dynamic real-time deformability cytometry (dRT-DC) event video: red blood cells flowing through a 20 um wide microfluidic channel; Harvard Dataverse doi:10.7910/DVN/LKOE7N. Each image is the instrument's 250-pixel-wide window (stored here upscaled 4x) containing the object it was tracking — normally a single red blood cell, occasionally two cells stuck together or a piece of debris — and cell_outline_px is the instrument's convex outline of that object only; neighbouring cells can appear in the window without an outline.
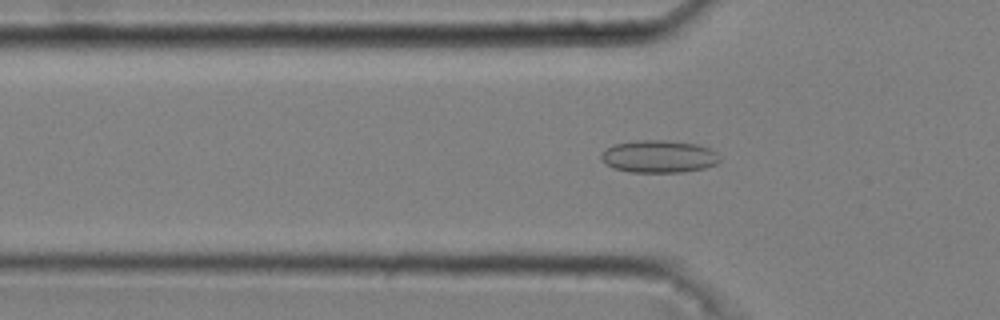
{"species": "common noctule bat (a hibernating species)", "species_latin": "Nyctalus noctula", "temperature_condition": "cold", "stored_images_in_passage": 52, "camera_frame_rate_fps": 3000, "um_per_image_px": 0.085, "animal": {"sex": "male", "body_mass_g": 20.4}, "frame": {"image": 1, "passage_image": 17, "time_ms": 5.333, "image_size_px": [1000, 320], "cell_outline_px": [[720, 160], [716, 164], [704, 168], [684, 172], [628, 172], [612, 168], [604, 164], [600, 160], [600, 156], [608, 148], [616, 144], [636, 140], [668, 140], [696, 144], [708, 148], [716, 152], [720, 156]], "centroid_in_image_um": [55.99, 13.31], "position_along_channel_um": 69.8, "area_um2": 22.54}}
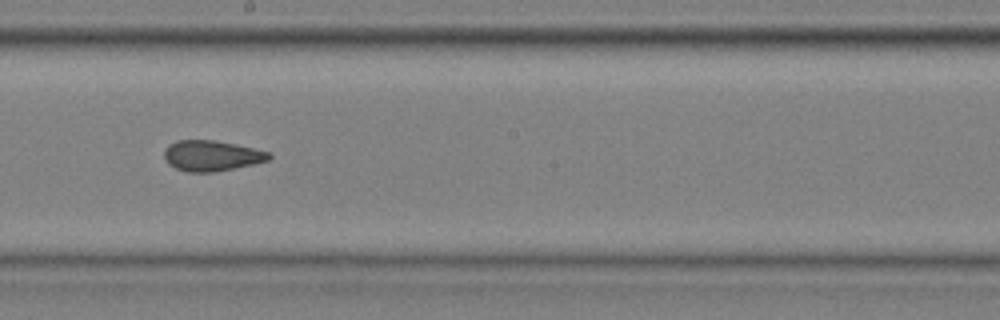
{"frame": {"image": 2, "passage_image": 30, "time_ms": 9.667, "image_size_px": [1000, 320], "cell_outline_px": [[272, 156], [268, 160], [252, 164], [212, 172], [188, 172], [176, 168], [168, 164], [164, 160], [164, 152], [168, 144], [176, 140], [216, 140], [236, 144], [272, 152]], "centroid_in_image_um": [17.97, 13.22], "position_along_channel_um": 230.2, "area_um2": 18.73}}
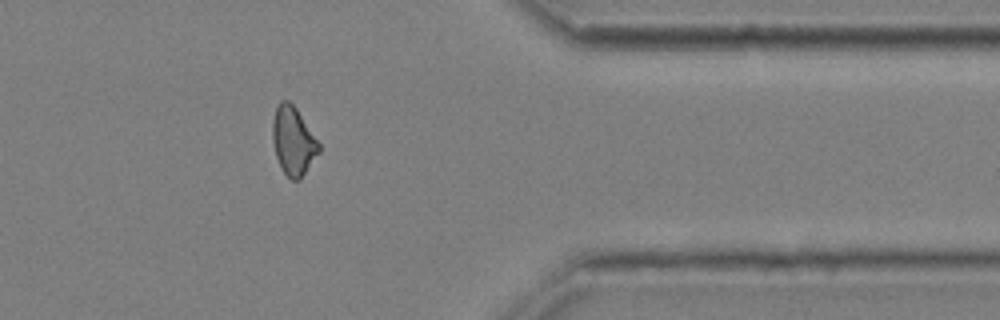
{"frame": {"image": 3, "passage_image": 44, "time_ms": 14.333, "image_size_px": [1000, 320], "cell_outline_px": [[320, 152], [300, 180], [292, 180], [280, 168], [276, 156], [272, 140], [272, 120], [276, 108], [280, 100], [288, 100], [296, 108], [320, 144]], "centroid_in_image_um": [24.91, 11.99], "position_along_channel_um": 386.5, "area_um2": 18.5}, "authors_computed_cell_mechanics": {"area_um2": 19.3052, "velocity_mm_per_s": 3.7006, "shape_relaxation_time_tau1_ms": null, "shape_relaxation_time_tau2_ms": 3.2718, "deformation_change_tau1": null, "deformation_change_tau2": 0.0892}}